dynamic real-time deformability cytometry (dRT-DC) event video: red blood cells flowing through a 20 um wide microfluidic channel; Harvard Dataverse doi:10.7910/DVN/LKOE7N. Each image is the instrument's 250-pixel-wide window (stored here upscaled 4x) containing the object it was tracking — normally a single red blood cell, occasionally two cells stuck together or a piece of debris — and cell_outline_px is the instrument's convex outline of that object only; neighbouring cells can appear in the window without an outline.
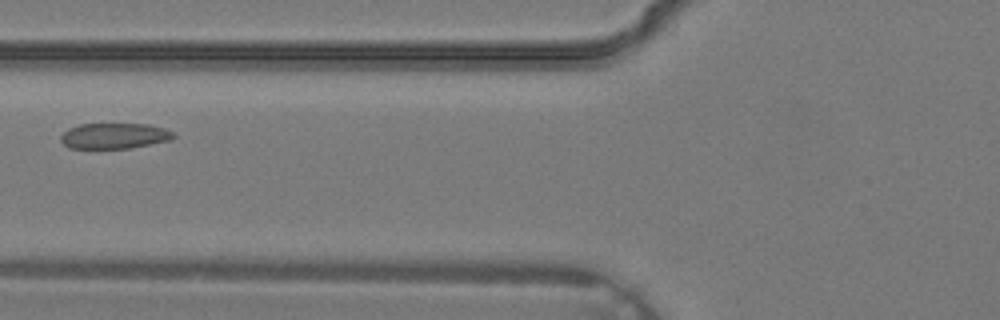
{"species": "common noctule bat (a hibernating species)", "species_latin": "Nyctalus noctula", "temperature_condition": "warm", "stored_images_in_passage": 5, "camera_frame_rate_fps": 3000, "um_per_image_px": 0.085, "animal": {"sex": "male", "body_mass_g": 19.2, "forearm_length_mm": 51.8}, "frame": {"image": 1, "passage_image": 5, "time_ms": 1.333, "image_size_px": [1000, 320], "cell_outline_px": [[176, 136], [172, 140], [128, 148], [68, 148], [60, 140], [60, 136], [68, 128], [80, 124], [148, 124], [164, 128], [172, 132]], "centroid_in_image_um": [9.71, 11.54], "position_along_channel_um": 116.1, "area_um2": 16.82}}